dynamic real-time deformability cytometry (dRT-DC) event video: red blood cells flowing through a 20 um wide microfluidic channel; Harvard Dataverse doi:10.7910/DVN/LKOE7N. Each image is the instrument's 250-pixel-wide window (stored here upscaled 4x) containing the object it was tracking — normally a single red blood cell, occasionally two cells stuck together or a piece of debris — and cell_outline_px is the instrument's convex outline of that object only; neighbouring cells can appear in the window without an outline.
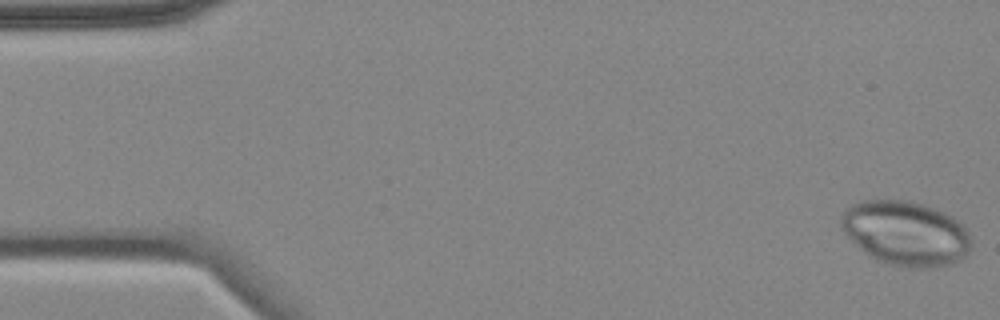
{"species": "common noctule bat (a hibernating species)", "species_latin": "Nyctalus noctula", "temperature_condition": "cold", "stored_images_in_passage": 6, "camera_frame_rate_fps": 3000, "um_per_image_px": 0.085, "animal": {"sex": "female", "body_mass_g": 18.4}, "frame": {"image": 1, "passage_image": 1, "time_ms": 0.0, "image_size_px": [1000, 320], "cell_outline_px": [[972, 248], [968, 256], [964, 260], [952, 264], [936, 268], [908, 268], [888, 264], [876, 260], [864, 252], [840, 228], [840, 216], [852, 204], [860, 200], [908, 200], [944, 212], [952, 216], [964, 224], [972, 240]], "centroid_in_image_um": [77.04, 19.86], "position_along_channel_um": 8.0, "area_um2": 49.71}}